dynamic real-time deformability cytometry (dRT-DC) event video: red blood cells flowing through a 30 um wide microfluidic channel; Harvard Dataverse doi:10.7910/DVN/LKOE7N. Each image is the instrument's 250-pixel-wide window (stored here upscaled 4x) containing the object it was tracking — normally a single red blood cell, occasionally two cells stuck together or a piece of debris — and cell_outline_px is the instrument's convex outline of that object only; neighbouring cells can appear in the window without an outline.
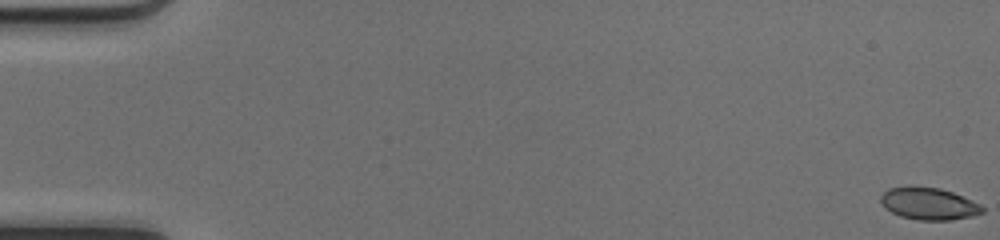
{"species": "common noctule bat (a hibernating species)", "species_latin": "Nyctalus noctula", "temperature_condition": "cold", "stored_images_in_passage": 51, "camera_frame_rate_fps": 3000, "um_per_image_px": 0.085, "animal": {"sex": "female", "body_mass_g": 17.0, "forearm_length_mm": 48.0}, "frame": {"image": 1, "passage_image": 1, "time_ms": 0.0, "image_size_px": [1000, 240], "cell_outline_px": [[984, 212], [972, 216], [952, 220], [916, 220], [900, 216], [884, 208], [880, 204], [880, 196], [888, 188], [940, 188], [952, 192], [972, 200], [980, 204], [984, 208]], "centroid_in_image_um": [78.95, 17.35], "position_along_channel_um": 6.0, "area_um2": 18.79}}
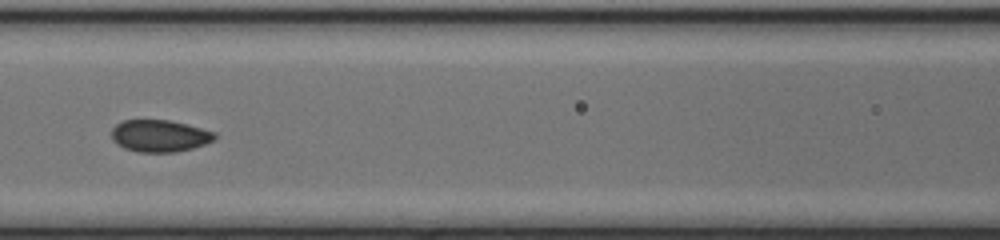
{"frame": {"image": 2, "passage_image": 24, "time_ms": 7.667, "image_size_px": [1000, 240], "cell_outline_px": [[216, 136], [212, 140], [204, 144], [192, 148], [176, 152], [136, 152], [124, 148], [116, 144], [112, 140], [112, 128], [116, 124], [124, 120], [168, 120], [216, 132]], "centroid_in_image_um": [13.52, 11.55], "position_along_channel_um": 153.1, "area_um2": 19.13}}
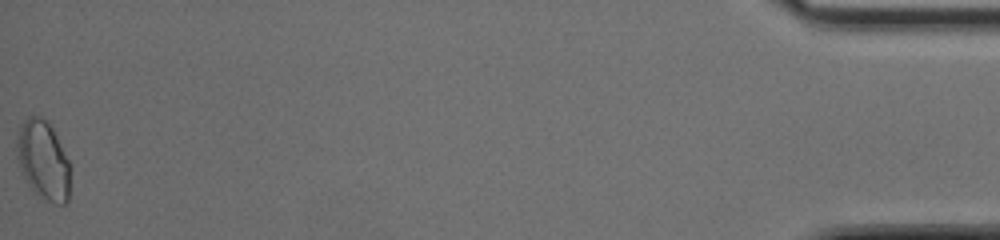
{"frame": {"image": 3, "passage_image": 51, "time_ms": 16.667, "image_size_px": [1000, 240], "cell_outline_px": [[68, 204], [56, 204], [48, 200], [36, 192], [28, 184], [20, 168], [16, 156], [16, 140], [20, 124], [28, 116], [40, 116], [48, 120], [68, 160]], "centroid_in_image_um": [3.63, 13.57], "position_along_channel_um": 431.6, "area_um2": 24.22}, "authors_computed_cell_mechanics": {"area_um2": 19.4786, "velocity_mm_per_s": 4.19, "shape_relaxation_time_tau1_ms": null, "shape_relaxation_time_tau2_ms": 0.6998, "deformation_change_tau1": null, "deformation_change_tau2": 0.0408}}